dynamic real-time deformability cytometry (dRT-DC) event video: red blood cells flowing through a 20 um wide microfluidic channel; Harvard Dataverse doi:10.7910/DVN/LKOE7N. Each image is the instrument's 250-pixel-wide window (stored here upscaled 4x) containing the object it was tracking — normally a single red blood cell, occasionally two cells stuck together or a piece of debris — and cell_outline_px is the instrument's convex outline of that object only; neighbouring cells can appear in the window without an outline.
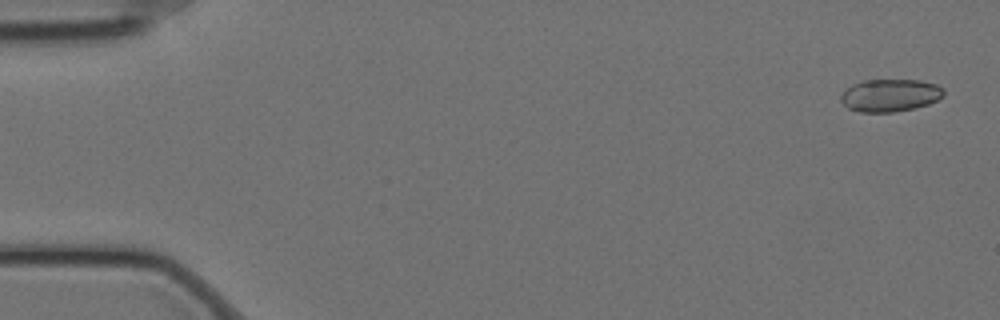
{"species": "Egyptian fruit bat (a non-hibernating species)", "species_latin": "Rousettus aegyptiacus", "temperature_condition": "cold", "stored_images_in_passage": 54, "camera_frame_rate_fps": 3000, "um_per_image_px": 0.085, "animal": {"sex": "female"}, "frame": {"image": 1, "passage_image": 1, "time_ms": 0.0, "image_size_px": [1000, 320], "cell_outline_px": [[944, 96], [928, 104], [912, 108], [892, 112], [860, 112], [848, 108], [840, 100], [840, 96], [852, 84], [864, 80], [920, 80], [936, 84], [944, 88]], "centroid_in_image_um": [75.67, 8.09], "position_along_channel_um": 9.3, "area_um2": 19.42}}
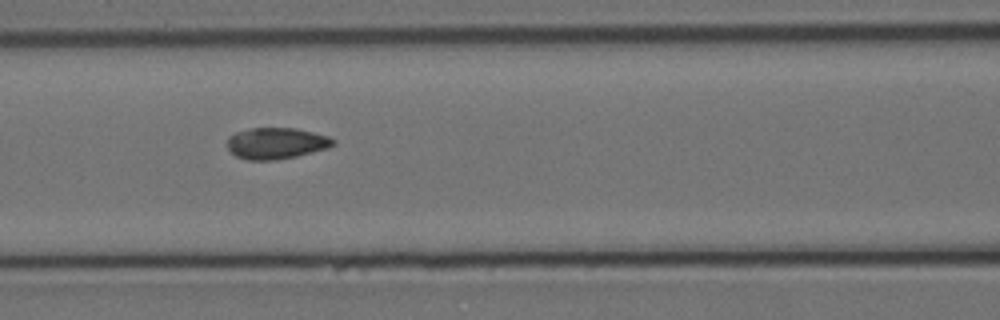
{"frame": {"image": 2, "passage_image": 24, "time_ms": 7.667, "image_size_px": [1000, 320], "cell_outline_px": [[336, 144], [328, 148], [296, 156], [276, 160], [248, 160], [236, 156], [228, 152], [228, 136], [236, 132], [252, 128], [296, 128], [328, 136], [336, 140]], "centroid_in_image_um": [23.47, 12.18], "position_along_channel_um": 143.1, "area_um2": 19.42}}
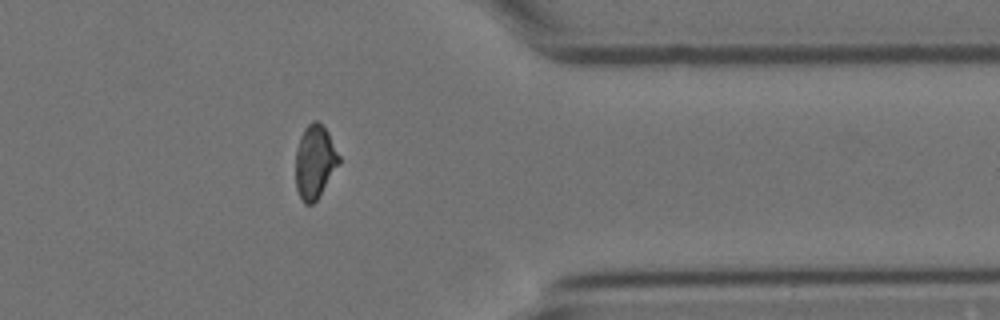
{"frame": {"image": 3, "passage_image": 46, "time_ms": 15.0, "image_size_px": [1000, 320], "cell_outline_px": [[340, 164], [316, 200], [312, 204], [304, 204], [296, 188], [296, 152], [300, 136], [304, 128], [312, 120], [316, 120], [328, 132], [340, 156]], "centroid_in_image_um": [26.76, 13.74], "position_along_channel_um": 384.6, "area_um2": 18.5}}